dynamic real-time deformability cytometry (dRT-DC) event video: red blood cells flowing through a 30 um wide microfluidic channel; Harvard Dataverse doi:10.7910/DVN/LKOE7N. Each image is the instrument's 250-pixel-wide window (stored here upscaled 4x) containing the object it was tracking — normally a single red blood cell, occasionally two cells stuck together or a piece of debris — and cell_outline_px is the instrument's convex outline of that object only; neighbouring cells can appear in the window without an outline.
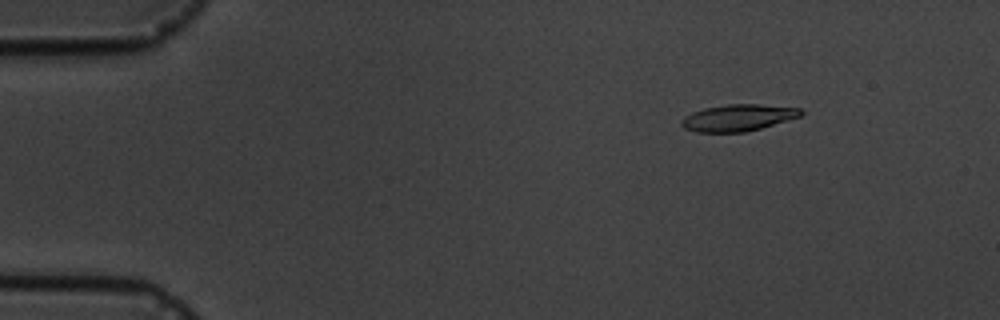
{"species": "common noctule bat (a hibernating species)", "species_latin": "Nyctalus noctula", "temperature_condition": "cold", "stored_images_in_passage": 4, "camera_frame_rate_fps": 3000, "um_per_image_px": 0.085, "animal": {"sex": "male", "body_mass_g": 19.5, "forearm_length_mm": 54.6}, "frame": {"image": 1, "passage_image": 2, "time_ms": 1.333, "image_size_px": [1000, 320], "cell_outline_px": [[804, 112], [800, 116], [760, 128], [744, 132], [696, 132], [684, 128], [680, 124], [680, 120], [684, 116], [692, 112], [704, 108], [728, 104], [760, 104], [800, 108]], "centroid_in_image_um": [62.69, 10.0], "position_along_channel_um": 22.3, "area_um2": 18.5}}